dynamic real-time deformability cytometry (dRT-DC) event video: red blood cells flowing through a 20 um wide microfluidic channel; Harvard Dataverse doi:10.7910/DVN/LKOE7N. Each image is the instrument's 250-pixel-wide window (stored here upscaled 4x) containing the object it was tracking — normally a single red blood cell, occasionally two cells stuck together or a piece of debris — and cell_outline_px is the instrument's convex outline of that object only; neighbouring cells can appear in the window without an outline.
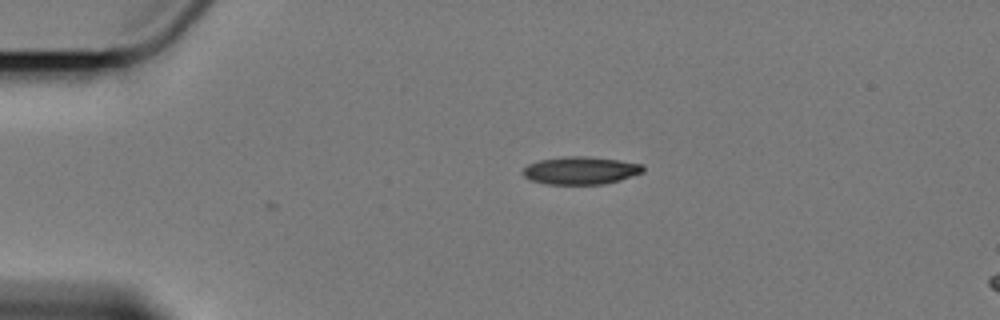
{"species": "Egyptian fruit bat (a non-hibernating species)", "species_latin": "Rousettus aegyptiacus", "temperature_condition": "cold", "stored_images_in_passage": 2, "camera_frame_rate_fps": 3000, "um_per_image_px": 0.085, "animal": {"sex": "female"}, "frame": {"image": 1, "passage_image": 2, "time_ms": 1.333, "image_size_px": [1000, 320], "cell_outline_px": [[644, 172], [620, 180], [604, 184], [548, 184], [532, 180], [524, 176], [520, 172], [528, 164], [540, 160], [564, 156], [588, 156], [620, 160], [644, 164]], "centroid_in_image_um": [49.38, 14.48], "position_along_channel_um": 35.6, "area_um2": 19.54}}